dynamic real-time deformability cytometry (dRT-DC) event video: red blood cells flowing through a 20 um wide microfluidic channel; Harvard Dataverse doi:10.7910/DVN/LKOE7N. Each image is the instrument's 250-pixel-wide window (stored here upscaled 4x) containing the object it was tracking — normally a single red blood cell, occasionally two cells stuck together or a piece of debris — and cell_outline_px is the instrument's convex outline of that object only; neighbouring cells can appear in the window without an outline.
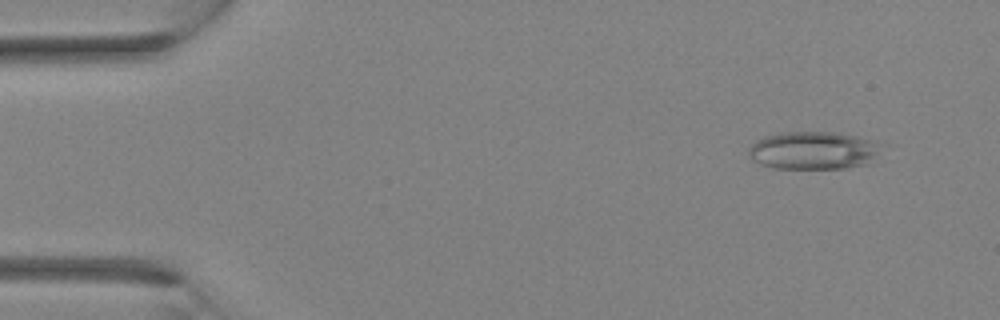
{"species": "Egyptian fruit bat (a non-hibernating species)", "species_latin": "Rousettus aegyptiacus", "temperature_condition": "room temperature", "stored_images_in_passage": 33, "camera_frame_rate_fps": 3000, "um_per_image_px": 0.085, "animal": {"sex": "female"}, "frame": {"image": 1, "passage_image": 3, "time_ms": 0.667, "image_size_px": [1000, 320], "cell_outline_px": [[888, 144], [872, 164], [848, 168], [772, 168], [748, 156], [748, 148], [756, 140], [764, 136], [784, 132], [840, 132], [876, 140]], "centroid_in_image_um": [69.31, 12.78], "position_along_channel_um": 15.7, "area_um2": 30.17}}
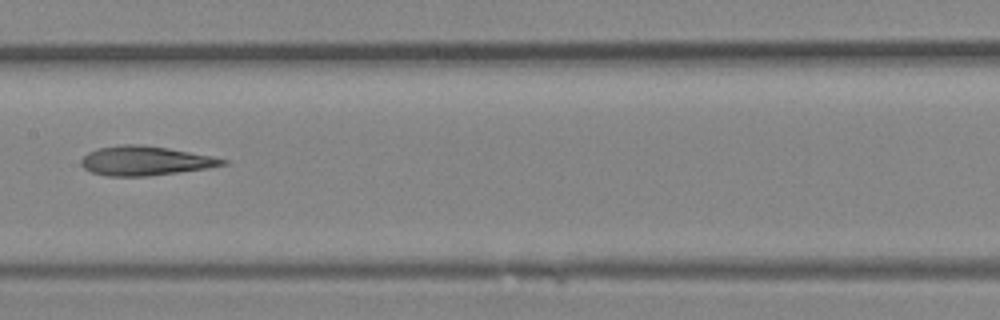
{"frame": {"image": 2, "passage_image": 17, "time_ms": 5.333, "image_size_px": [1000, 320], "cell_outline_px": [[228, 164], [208, 168], [180, 172], [148, 176], [108, 176], [92, 172], [84, 168], [80, 164], [80, 160], [88, 152], [96, 148], [124, 144], [140, 144], [168, 148], [212, 156], [228, 160]], "centroid_in_image_um": [12.34, 13.66], "position_along_channel_um": 195.1, "area_um2": 24.22}}
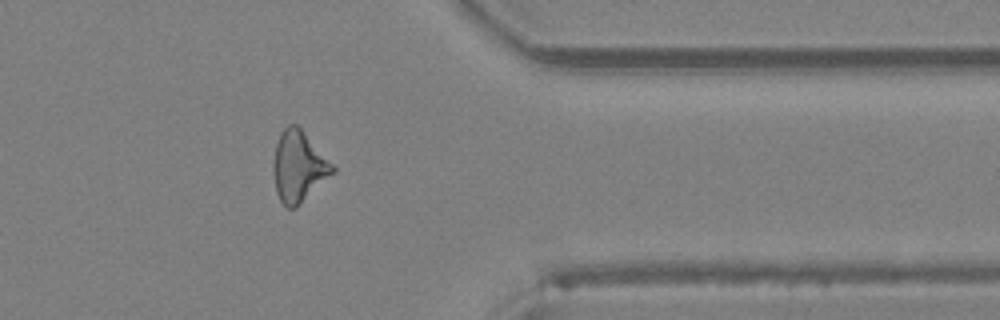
{"frame": {"image": 3, "passage_image": 27, "time_ms": 8.667, "image_size_px": [1000, 320], "cell_outline_px": [[336, 172], [296, 208], [288, 208], [280, 200], [276, 192], [272, 168], [272, 160], [276, 144], [280, 132], [288, 124], [296, 124], [300, 128], [336, 168]], "centroid_in_image_um": [25.37, 14.17], "position_along_channel_um": 386.0, "area_um2": 24.51}}